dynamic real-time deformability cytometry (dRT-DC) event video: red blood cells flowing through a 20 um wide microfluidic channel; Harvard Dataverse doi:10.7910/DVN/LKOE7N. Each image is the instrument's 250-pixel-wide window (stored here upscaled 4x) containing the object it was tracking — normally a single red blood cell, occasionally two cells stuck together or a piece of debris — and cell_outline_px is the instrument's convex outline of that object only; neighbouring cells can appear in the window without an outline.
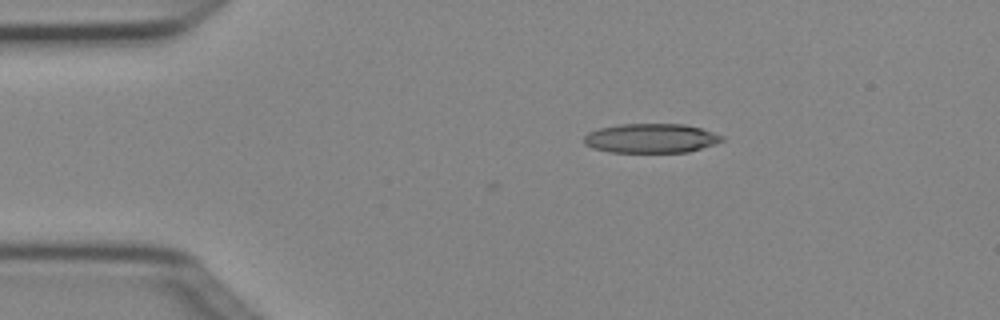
{"species": "Egyptian fruit bat (a non-hibernating species)", "species_latin": "Rousettus aegyptiacus", "temperature_condition": "cold", "stored_images_in_passage": 5, "camera_frame_rate_fps": 3000, "um_per_image_px": 0.085, "animal": {"sex": "female"}, "frame": {"image": 1, "passage_image": 2, "time_ms": 0.333, "image_size_px": [1000, 320], "cell_outline_px": [[724, 140], [716, 144], [688, 152], [608, 152], [592, 148], [584, 144], [584, 136], [588, 132], [600, 128], [620, 124], [684, 124], [700, 128], [724, 136]], "centroid_in_image_um": [55.33, 11.76], "position_along_channel_um": 29.7, "area_um2": 23.64}}
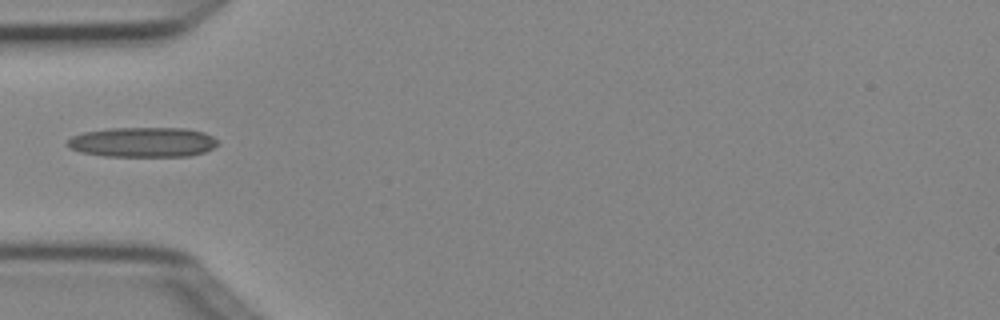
{"frame": {"image": 2, "passage_image": 4, "time_ms": 1.0, "image_size_px": [1000, 320], "cell_outline_px": [[216, 144], [212, 148], [204, 152], [188, 156], [104, 156], [80, 152], [68, 148], [64, 144], [72, 136], [84, 132], [108, 128], [184, 128], [204, 132], [212, 136], [216, 140]], "centroid_in_image_um": [12.07, 12.08], "position_along_channel_um": 72.9, "area_um2": 26.24}}
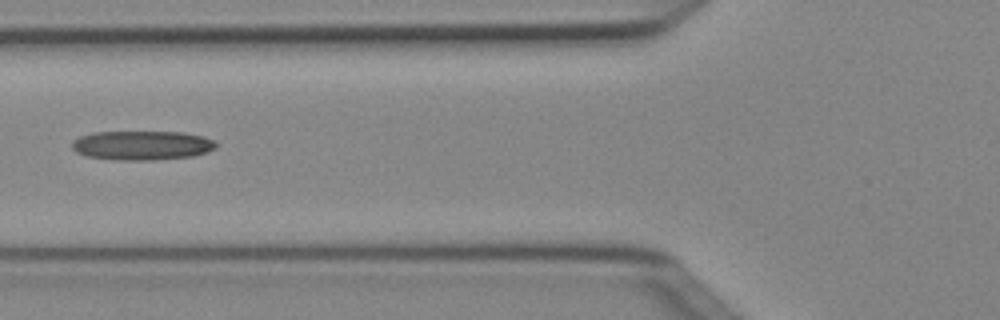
{"frame": {"image": 3, "passage_image": 5, "time_ms": 1.333, "image_size_px": [1000, 320], "cell_outline_px": [[216, 148], [208, 152], [192, 156], [152, 160], [116, 160], [88, 156], [76, 152], [72, 148], [72, 140], [80, 136], [92, 132], [184, 132], [204, 136], [216, 140]], "centroid_in_image_um": [12.09, 12.35], "position_along_channel_um": 113.7, "area_um2": 24.74}}